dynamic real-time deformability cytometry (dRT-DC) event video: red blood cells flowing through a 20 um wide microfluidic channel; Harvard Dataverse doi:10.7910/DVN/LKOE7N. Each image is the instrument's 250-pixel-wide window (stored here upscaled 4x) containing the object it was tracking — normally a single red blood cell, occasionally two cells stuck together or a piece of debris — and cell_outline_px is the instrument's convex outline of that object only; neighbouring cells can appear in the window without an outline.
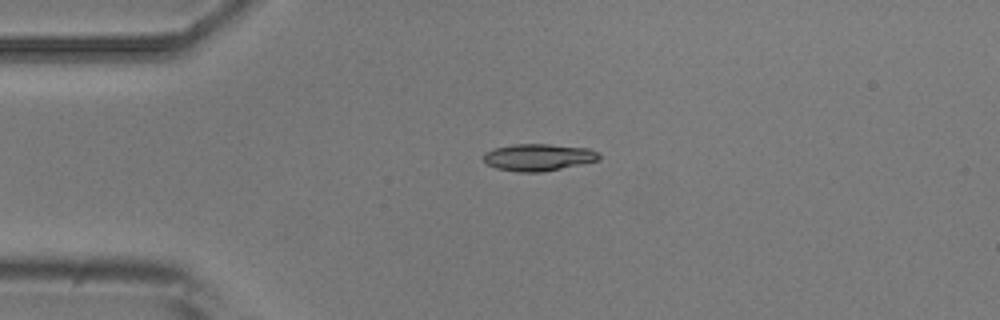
{"species": "common noctule bat (a hibernating species)", "species_latin": "Nyctalus noctula", "temperature_condition": "room temperature", "stored_images_in_passage": 9, "camera_frame_rate_fps": 3000, "um_per_image_px": 0.085, "animal": {"sex": "male", "body_mass_g": 20.5, "forearm_length_mm": 52.5}, "frame": {"image": 1, "passage_image": 4, "time_ms": 3.333, "image_size_px": [1000, 320], "cell_outline_px": [[600, 160], [540, 172], [516, 172], [496, 168], [488, 164], [484, 160], [484, 152], [496, 148], [512, 144], [548, 144], [588, 148], [596, 152], [600, 156]], "centroid_in_image_um": [45.74, 13.36], "position_along_channel_um": 39.3, "area_um2": 17.98}}
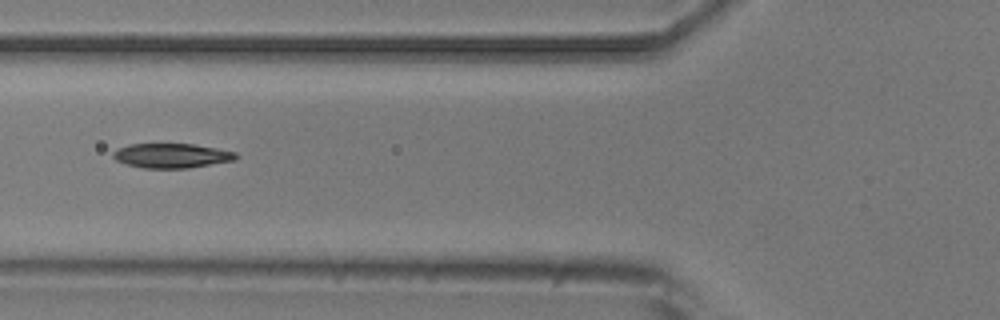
{"frame": {"image": 2, "passage_image": 6, "time_ms": 6.0, "image_size_px": [1000, 320], "cell_outline_px": [[236, 156], [232, 160], [188, 168], [144, 168], [128, 164], [116, 160], [112, 156], [112, 152], [116, 148], [128, 144], [192, 144], [216, 148], [236, 152]], "centroid_in_image_um": [14.51, 13.22], "position_along_channel_um": 111.3, "area_um2": 17.34}}
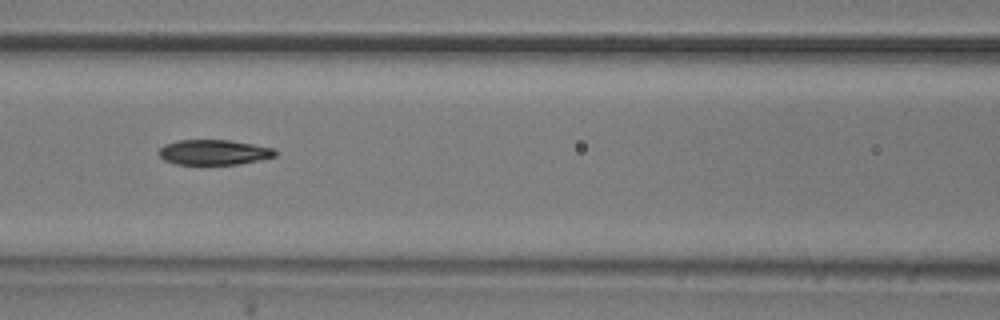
{"frame": {"image": 3, "passage_image": 7, "time_ms": 7.0, "image_size_px": [1000, 320], "cell_outline_px": [[276, 156], [236, 164], [176, 164], [164, 160], [156, 152], [164, 144], [176, 140], [232, 140], [276, 148]], "centroid_in_image_um": [18.15, 12.93], "position_along_channel_um": 148.5, "area_um2": 17.11}}